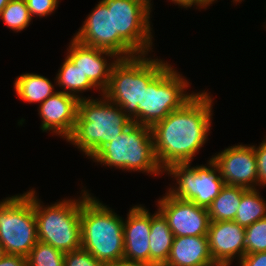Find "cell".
Returning a JSON list of instances; mask_svg holds the SVG:
<instances>
[{
  "instance_id": "6da1fadb",
  "label": "cell",
  "mask_w": 266,
  "mask_h": 266,
  "mask_svg": "<svg viewBox=\"0 0 266 266\" xmlns=\"http://www.w3.org/2000/svg\"><path fill=\"white\" fill-rule=\"evenodd\" d=\"M197 92L182 108L152 127L154 151L165 171L173 164L191 163L212 129L213 95Z\"/></svg>"
},
{
  "instance_id": "7a4b0ae2",
  "label": "cell",
  "mask_w": 266,
  "mask_h": 266,
  "mask_svg": "<svg viewBox=\"0 0 266 266\" xmlns=\"http://www.w3.org/2000/svg\"><path fill=\"white\" fill-rule=\"evenodd\" d=\"M81 248L103 265L124 260V219L88 190H81Z\"/></svg>"
},
{
  "instance_id": "3957f363",
  "label": "cell",
  "mask_w": 266,
  "mask_h": 266,
  "mask_svg": "<svg viewBox=\"0 0 266 266\" xmlns=\"http://www.w3.org/2000/svg\"><path fill=\"white\" fill-rule=\"evenodd\" d=\"M131 123L122 109L103 94L96 99H81L74 130L66 141L91 159Z\"/></svg>"
},
{
  "instance_id": "277c9868",
  "label": "cell",
  "mask_w": 266,
  "mask_h": 266,
  "mask_svg": "<svg viewBox=\"0 0 266 266\" xmlns=\"http://www.w3.org/2000/svg\"><path fill=\"white\" fill-rule=\"evenodd\" d=\"M168 64L163 59H152L148 54L119 58L112 67L109 85L102 94L137 123V107L142 105L144 89Z\"/></svg>"
},
{
  "instance_id": "5b68a950",
  "label": "cell",
  "mask_w": 266,
  "mask_h": 266,
  "mask_svg": "<svg viewBox=\"0 0 266 266\" xmlns=\"http://www.w3.org/2000/svg\"><path fill=\"white\" fill-rule=\"evenodd\" d=\"M101 166L153 176L164 173L154 151L151 127L132 122L113 141L104 145L92 158Z\"/></svg>"
},
{
  "instance_id": "8992f818",
  "label": "cell",
  "mask_w": 266,
  "mask_h": 266,
  "mask_svg": "<svg viewBox=\"0 0 266 266\" xmlns=\"http://www.w3.org/2000/svg\"><path fill=\"white\" fill-rule=\"evenodd\" d=\"M113 7L114 54L118 58L146 55L153 50L152 0H102Z\"/></svg>"
},
{
  "instance_id": "52a82bcc",
  "label": "cell",
  "mask_w": 266,
  "mask_h": 266,
  "mask_svg": "<svg viewBox=\"0 0 266 266\" xmlns=\"http://www.w3.org/2000/svg\"><path fill=\"white\" fill-rule=\"evenodd\" d=\"M38 241L67 253L81 248V196L44 205L32 188Z\"/></svg>"
},
{
  "instance_id": "ba28073f",
  "label": "cell",
  "mask_w": 266,
  "mask_h": 266,
  "mask_svg": "<svg viewBox=\"0 0 266 266\" xmlns=\"http://www.w3.org/2000/svg\"><path fill=\"white\" fill-rule=\"evenodd\" d=\"M190 82L168 64L144 89L137 107V124L152 127L171 112L182 108L197 92H187Z\"/></svg>"
},
{
  "instance_id": "9c48e42d",
  "label": "cell",
  "mask_w": 266,
  "mask_h": 266,
  "mask_svg": "<svg viewBox=\"0 0 266 266\" xmlns=\"http://www.w3.org/2000/svg\"><path fill=\"white\" fill-rule=\"evenodd\" d=\"M38 241L32 189L0 201V243L6 254L27 257Z\"/></svg>"
},
{
  "instance_id": "30bf717a",
  "label": "cell",
  "mask_w": 266,
  "mask_h": 266,
  "mask_svg": "<svg viewBox=\"0 0 266 266\" xmlns=\"http://www.w3.org/2000/svg\"><path fill=\"white\" fill-rule=\"evenodd\" d=\"M191 165L173 164L164 171L176 180V185L170 186L167 191L177 198L192 201L207 209L225 185L224 180L211 158L207 161V166Z\"/></svg>"
},
{
  "instance_id": "8fae6325",
  "label": "cell",
  "mask_w": 266,
  "mask_h": 266,
  "mask_svg": "<svg viewBox=\"0 0 266 266\" xmlns=\"http://www.w3.org/2000/svg\"><path fill=\"white\" fill-rule=\"evenodd\" d=\"M157 209L167 219L174 236L207 235L210 218L208 210L189 200L171 195L168 191L159 197Z\"/></svg>"
},
{
  "instance_id": "7c38bea8",
  "label": "cell",
  "mask_w": 266,
  "mask_h": 266,
  "mask_svg": "<svg viewBox=\"0 0 266 266\" xmlns=\"http://www.w3.org/2000/svg\"><path fill=\"white\" fill-rule=\"evenodd\" d=\"M226 185L246 189L257 187V163L254 147L237 144L215 153L211 157Z\"/></svg>"
},
{
  "instance_id": "4fadbf2b",
  "label": "cell",
  "mask_w": 266,
  "mask_h": 266,
  "mask_svg": "<svg viewBox=\"0 0 266 266\" xmlns=\"http://www.w3.org/2000/svg\"><path fill=\"white\" fill-rule=\"evenodd\" d=\"M66 56L99 90L101 96L109 85L112 67L119 58L113 52L81 44L75 38L71 39Z\"/></svg>"
},
{
  "instance_id": "5bb4252c",
  "label": "cell",
  "mask_w": 266,
  "mask_h": 266,
  "mask_svg": "<svg viewBox=\"0 0 266 266\" xmlns=\"http://www.w3.org/2000/svg\"><path fill=\"white\" fill-rule=\"evenodd\" d=\"M207 238L216 265L231 266L245 255V228L235 221H210Z\"/></svg>"
},
{
  "instance_id": "9a60e30c",
  "label": "cell",
  "mask_w": 266,
  "mask_h": 266,
  "mask_svg": "<svg viewBox=\"0 0 266 266\" xmlns=\"http://www.w3.org/2000/svg\"><path fill=\"white\" fill-rule=\"evenodd\" d=\"M79 100L62 91H56L38 106L42 132H50L64 140L68 139L75 127Z\"/></svg>"
},
{
  "instance_id": "2e32d148",
  "label": "cell",
  "mask_w": 266,
  "mask_h": 266,
  "mask_svg": "<svg viewBox=\"0 0 266 266\" xmlns=\"http://www.w3.org/2000/svg\"><path fill=\"white\" fill-rule=\"evenodd\" d=\"M151 213L144 205H134L124 219V260L150 264Z\"/></svg>"
},
{
  "instance_id": "e0dca14e",
  "label": "cell",
  "mask_w": 266,
  "mask_h": 266,
  "mask_svg": "<svg viewBox=\"0 0 266 266\" xmlns=\"http://www.w3.org/2000/svg\"><path fill=\"white\" fill-rule=\"evenodd\" d=\"M73 38L81 44L114 53L113 7L100 0Z\"/></svg>"
},
{
  "instance_id": "ac0fdd59",
  "label": "cell",
  "mask_w": 266,
  "mask_h": 266,
  "mask_svg": "<svg viewBox=\"0 0 266 266\" xmlns=\"http://www.w3.org/2000/svg\"><path fill=\"white\" fill-rule=\"evenodd\" d=\"M207 235L175 236L167 262L163 266H215Z\"/></svg>"
},
{
  "instance_id": "d6986e66",
  "label": "cell",
  "mask_w": 266,
  "mask_h": 266,
  "mask_svg": "<svg viewBox=\"0 0 266 266\" xmlns=\"http://www.w3.org/2000/svg\"><path fill=\"white\" fill-rule=\"evenodd\" d=\"M174 237L167 219L157 209L153 215L151 214V230L149 235L151 265L163 266L167 262Z\"/></svg>"
},
{
  "instance_id": "ffe728a7",
  "label": "cell",
  "mask_w": 266,
  "mask_h": 266,
  "mask_svg": "<svg viewBox=\"0 0 266 266\" xmlns=\"http://www.w3.org/2000/svg\"><path fill=\"white\" fill-rule=\"evenodd\" d=\"M14 89L22 101L39 103L38 105L56 92L51 80L35 73H23L17 76L14 81Z\"/></svg>"
},
{
  "instance_id": "44dd1931",
  "label": "cell",
  "mask_w": 266,
  "mask_h": 266,
  "mask_svg": "<svg viewBox=\"0 0 266 266\" xmlns=\"http://www.w3.org/2000/svg\"><path fill=\"white\" fill-rule=\"evenodd\" d=\"M54 82L60 89L62 88L59 91L75 96L78 100L91 98L83 97L80 93L90 89L98 90L67 56L60 66Z\"/></svg>"
},
{
  "instance_id": "7402d4cb",
  "label": "cell",
  "mask_w": 266,
  "mask_h": 266,
  "mask_svg": "<svg viewBox=\"0 0 266 266\" xmlns=\"http://www.w3.org/2000/svg\"><path fill=\"white\" fill-rule=\"evenodd\" d=\"M245 189L244 187L225 184L219 195L207 208L210 221H234L241 203L242 192Z\"/></svg>"
},
{
  "instance_id": "603a6c76",
  "label": "cell",
  "mask_w": 266,
  "mask_h": 266,
  "mask_svg": "<svg viewBox=\"0 0 266 266\" xmlns=\"http://www.w3.org/2000/svg\"><path fill=\"white\" fill-rule=\"evenodd\" d=\"M266 217V201L259 189H245L234 221L244 228Z\"/></svg>"
},
{
  "instance_id": "cb8c5ba5",
  "label": "cell",
  "mask_w": 266,
  "mask_h": 266,
  "mask_svg": "<svg viewBox=\"0 0 266 266\" xmlns=\"http://www.w3.org/2000/svg\"><path fill=\"white\" fill-rule=\"evenodd\" d=\"M0 19L14 32L25 30L32 21L25 0H10L2 9Z\"/></svg>"
},
{
  "instance_id": "d4e9b609",
  "label": "cell",
  "mask_w": 266,
  "mask_h": 266,
  "mask_svg": "<svg viewBox=\"0 0 266 266\" xmlns=\"http://www.w3.org/2000/svg\"><path fill=\"white\" fill-rule=\"evenodd\" d=\"M65 253L37 241L27 256V266H64Z\"/></svg>"
},
{
  "instance_id": "484cf974",
  "label": "cell",
  "mask_w": 266,
  "mask_h": 266,
  "mask_svg": "<svg viewBox=\"0 0 266 266\" xmlns=\"http://www.w3.org/2000/svg\"><path fill=\"white\" fill-rule=\"evenodd\" d=\"M266 252V217L245 228V254Z\"/></svg>"
},
{
  "instance_id": "4316f807",
  "label": "cell",
  "mask_w": 266,
  "mask_h": 266,
  "mask_svg": "<svg viewBox=\"0 0 266 266\" xmlns=\"http://www.w3.org/2000/svg\"><path fill=\"white\" fill-rule=\"evenodd\" d=\"M64 266H104L83 248L69 251L64 256Z\"/></svg>"
},
{
  "instance_id": "83f0119b",
  "label": "cell",
  "mask_w": 266,
  "mask_h": 266,
  "mask_svg": "<svg viewBox=\"0 0 266 266\" xmlns=\"http://www.w3.org/2000/svg\"><path fill=\"white\" fill-rule=\"evenodd\" d=\"M27 8L29 9L30 15L33 18L47 17L57 9L59 0H25Z\"/></svg>"
},
{
  "instance_id": "f1b7e54d",
  "label": "cell",
  "mask_w": 266,
  "mask_h": 266,
  "mask_svg": "<svg viewBox=\"0 0 266 266\" xmlns=\"http://www.w3.org/2000/svg\"><path fill=\"white\" fill-rule=\"evenodd\" d=\"M257 163V186L261 188L266 186V138L260 145H252ZM263 186V187H262Z\"/></svg>"
},
{
  "instance_id": "f546056e",
  "label": "cell",
  "mask_w": 266,
  "mask_h": 266,
  "mask_svg": "<svg viewBox=\"0 0 266 266\" xmlns=\"http://www.w3.org/2000/svg\"><path fill=\"white\" fill-rule=\"evenodd\" d=\"M237 262L239 266H266V252L245 254Z\"/></svg>"
},
{
  "instance_id": "4dcf8cb0",
  "label": "cell",
  "mask_w": 266,
  "mask_h": 266,
  "mask_svg": "<svg viewBox=\"0 0 266 266\" xmlns=\"http://www.w3.org/2000/svg\"><path fill=\"white\" fill-rule=\"evenodd\" d=\"M0 266H27V257L21 255L6 254L0 260Z\"/></svg>"
},
{
  "instance_id": "1f68e13d",
  "label": "cell",
  "mask_w": 266,
  "mask_h": 266,
  "mask_svg": "<svg viewBox=\"0 0 266 266\" xmlns=\"http://www.w3.org/2000/svg\"><path fill=\"white\" fill-rule=\"evenodd\" d=\"M104 266H154V265L147 264V263H141V262H128V261L122 260V261H118L115 263L106 264Z\"/></svg>"
},
{
  "instance_id": "d6a6232c",
  "label": "cell",
  "mask_w": 266,
  "mask_h": 266,
  "mask_svg": "<svg viewBox=\"0 0 266 266\" xmlns=\"http://www.w3.org/2000/svg\"><path fill=\"white\" fill-rule=\"evenodd\" d=\"M170 2L174 3L175 6L178 5L181 8H190L194 5L196 6V0H169Z\"/></svg>"
},
{
  "instance_id": "836d02e7",
  "label": "cell",
  "mask_w": 266,
  "mask_h": 266,
  "mask_svg": "<svg viewBox=\"0 0 266 266\" xmlns=\"http://www.w3.org/2000/svg\"><path fill=\"white\" fill-rule=\"evenodd\" d=\"M217 0H196V6L201 9H207L211 4L216 2Z\"/></svg>"
},
{
  "instance_id": "e575fe53",
  "label": "cell",
  "mask_w": 266,
  "mask_h": 266,
  "mask_svg": "<svg viewBox=\"0 0 266 266\" xmlns=\"http://www.w3.org/2000/svg\"><path fill=\"white\" fill-rule=\"evenodd\" d=\"M10 0H0V13Z\"/></svg>"
},
{
  "instance_id": "d590c367",
  "label": "cell",
  "mask_w": 266,
  "mask_h": 266,
  "mask_svg": "<svg viewBox=\"0 0 266 266\" xmlns=\"http://www.w3.org/2000/svg\"><path fill=\"white\" fill-rule=\"evenodd\" d=\"M6 255L3 246L0 243V260Z\"/></svg>"
},
{
  "instance_id": "8d00e7d4",
  "label": "cell",
  "mask_w": 266,
  "mask_h": 266,
  "mask_svg": "<svg viewBox=\"0 0 266 266\" xmlns=\"http://www.w3.org/2000/svg\"><path fill=\"white\" fill-rule=\"evenodd\" d=\"M231 2H233V3H241L242 2V0H233V1H231Z\"/></svg>"
}]
</instances>
